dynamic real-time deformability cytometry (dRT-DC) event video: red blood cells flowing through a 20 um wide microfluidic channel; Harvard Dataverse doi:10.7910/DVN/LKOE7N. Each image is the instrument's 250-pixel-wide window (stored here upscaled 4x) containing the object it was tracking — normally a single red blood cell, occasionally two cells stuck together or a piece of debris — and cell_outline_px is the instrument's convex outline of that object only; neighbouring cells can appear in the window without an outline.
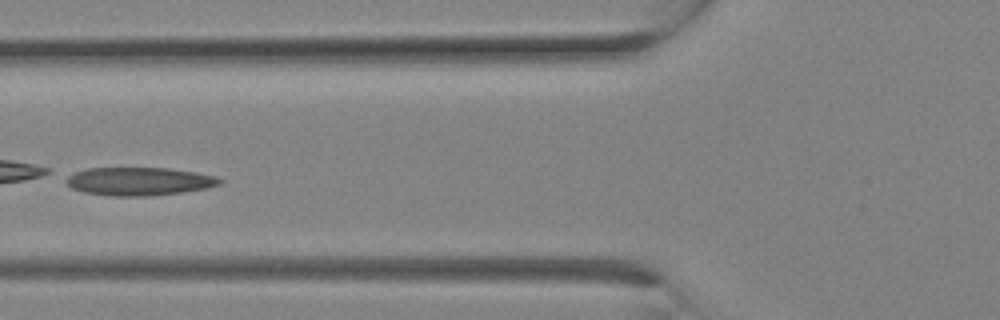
{"species": "Egyptian fruit bat (a non-hibernating species)", "species_latin": "Rousettus aegyptiacus", "temperature_condition": "room temperature", "stored_images_in_passage": 6, "camera_frame_rate_fps": 3000, "um_per_image_px": 0.085, "animal": {"sex": "female"}, "frame": {"image": 1, "passage_image": 5, "time_ms": 1.333, "image_size_px": [1000, 320], "cell_outline_px": [[224, 180], [220, 184], [208, 188], [180, 192], [148, 196], [112, 196], [84, 192], [72, 188], [64, 180], [68, 176], [76, 172], [88, 168], [168, 168], [196, 172], [216, 176]], "centroid_in_image_um": [11.85, 15.41], "position_along_channel_um": 114.0, "area_um2": 25.14}}